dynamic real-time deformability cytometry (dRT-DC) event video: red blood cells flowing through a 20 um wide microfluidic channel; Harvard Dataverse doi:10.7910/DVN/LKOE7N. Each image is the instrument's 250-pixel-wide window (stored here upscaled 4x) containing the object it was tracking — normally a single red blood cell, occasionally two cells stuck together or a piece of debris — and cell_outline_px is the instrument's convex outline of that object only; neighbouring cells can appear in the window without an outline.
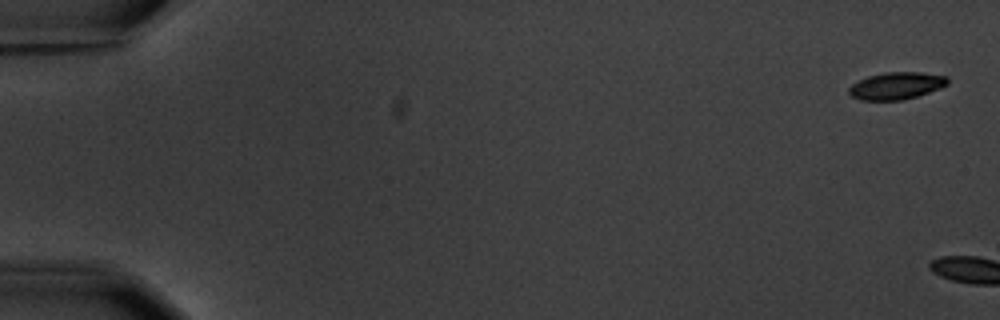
{"species": "common noctule bat (a hibernating species)", "species_latin": "Nyctalus noctula", "temperature_condition": "warm", "stored_images_in_passage": 2, "camera_frame_rate_fps": 3000, "um_per_image_px": 0.085, "animal": {"sex": "male", "body_mass_g": 20.1, "forearm_length_mm": 53.5}, "frame": {"image": 1, "passage_image": 1, "time_ms": 0.0, "image_size_px": [1000, 320], "cell_outline_px": [[948, 84], [940, 88], [904, 100], [860, 100], [852, 96], [848, 92], [848, 88], [852, 84], [868, 76], [888, 72], [920, 72], [948, 76]], "centroid_in_image_um": [76.19, 7.29], "position_along_channel_um": 8.8, "area_um2": 15.55}}